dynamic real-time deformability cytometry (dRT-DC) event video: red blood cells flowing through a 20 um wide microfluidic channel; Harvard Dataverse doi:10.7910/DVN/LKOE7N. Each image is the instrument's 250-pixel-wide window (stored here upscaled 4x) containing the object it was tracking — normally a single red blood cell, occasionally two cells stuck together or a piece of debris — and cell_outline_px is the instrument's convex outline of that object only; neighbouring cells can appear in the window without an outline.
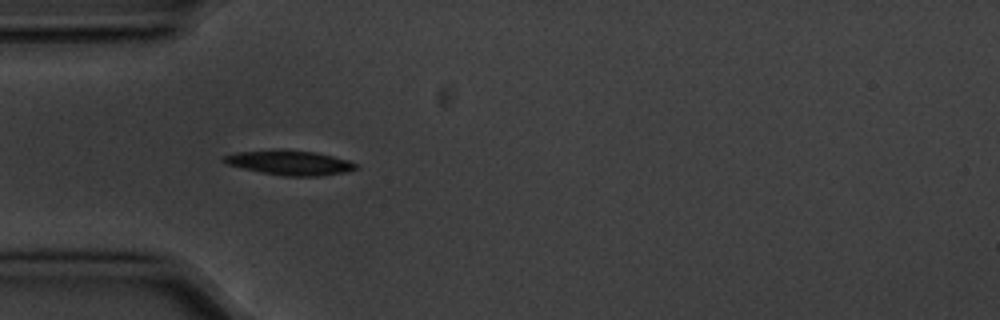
{"species": "common noctule bat (a hibernating species)", "species_latin": "Nyctalus noctula", "temperature_condition": "cold", "stored_images_in_passage": 6, "camera_frame_rate_fps": 3000, "um_per_image_px": 0.085, "animal": {"sex": "male", "body_mass_g": 20.1, "forearm_length_mm": 53.5}, "frame": {"image": 1, "passage_image": 1, "time_ms": 0.0, "image_size_px": [1000, 320], "cell_outline_px": [[360, 168], [348, 172], [320, 176], [284, 176], [244, 168], [228, 164], [220, 160], [220, 156], [236, 152], [276, 148], [284, 148], [316, 152], [348, 160], [360, 164]], "centroid_in_image_um": [24.65, 13.8], "position_along_channel_um": 60.3, "area_um2": 19.48}}